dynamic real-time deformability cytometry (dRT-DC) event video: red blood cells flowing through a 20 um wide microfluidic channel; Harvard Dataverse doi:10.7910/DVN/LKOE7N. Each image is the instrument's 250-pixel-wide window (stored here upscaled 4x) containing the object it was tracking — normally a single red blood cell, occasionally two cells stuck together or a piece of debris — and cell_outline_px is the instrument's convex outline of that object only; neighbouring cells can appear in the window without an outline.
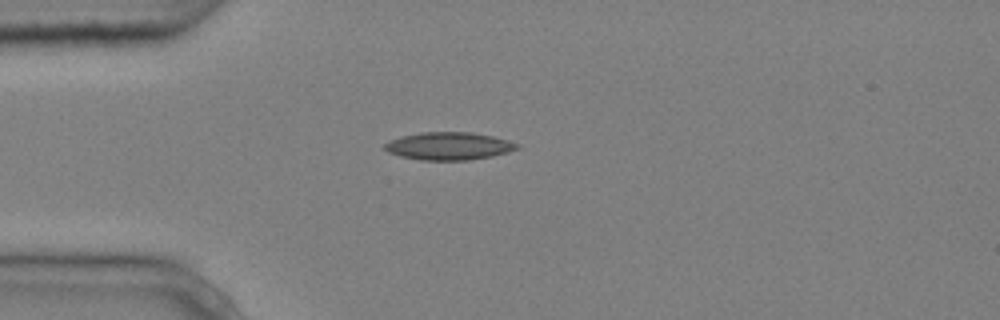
{"species": "common noctule bat (a hibernating species)", "species_latin": "Nyctalus noctula", "temperature_condition": "cold", "stored_images_in_passage": 1, "camera_frame_rate_fps": 3000, "um_per_image_px": 0.085, "animal": {"sex": "male", "body_mass_g": 20.4}, "frame": {"image": 1, "passage_image": 1, "time_ms": 0.0, "image_size_px": [1000, 320], "cell_outline_px": [[520, 148], [508, 152], [492, 156], [468, 160], [420, 160], [400, 156], [388, 152], [384, 148], [384, 144], [400, 136], [420, 132], [472, 132], [492, 136], [508, 140], [520, 144]], "centroid_in_image_um": [38.17, 12.41], "position_along_channel_um": 46.8, "area_um2": 21.44}}